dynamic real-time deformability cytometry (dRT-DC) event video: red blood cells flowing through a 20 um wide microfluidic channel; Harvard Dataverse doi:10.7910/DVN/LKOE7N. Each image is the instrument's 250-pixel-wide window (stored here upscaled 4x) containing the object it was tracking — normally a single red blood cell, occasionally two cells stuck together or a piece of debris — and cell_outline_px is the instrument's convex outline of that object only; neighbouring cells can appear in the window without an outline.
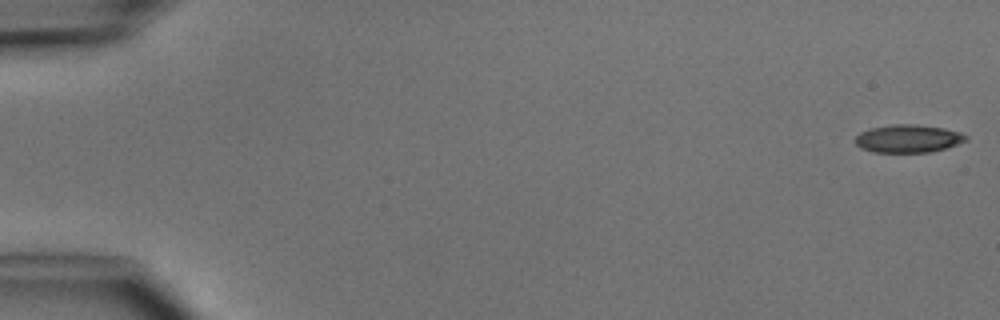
{"species": "common noctule bat (a hibernating species)", "species_latin": "Nyctalus noctula", "temperature_condition": "cold", "stored_images_in_passage": 5, "camera_frame_rate_fps": 3000, "um_per_image_px": 0.085, "animal": {"sex": "male", "body_mass_g": 15.6}, "frame": {"image": 1, "passage_image": 1, "time_ms": 0.0, "image_size_px": [1000, 320], "cell_outline_px": [[968, 140], [944, 148], [928, 152], [872, 152], [860, 148], [856, 144], [856, 136], [860, 132], [872, 128], [892, 124], [916, 124], [944, 128], [960, 132], [968, 136]], "centroid_in_image_um": [77.19, 11.77], "position_along_channel_um": 7.8, "area_um2": 17.92}}
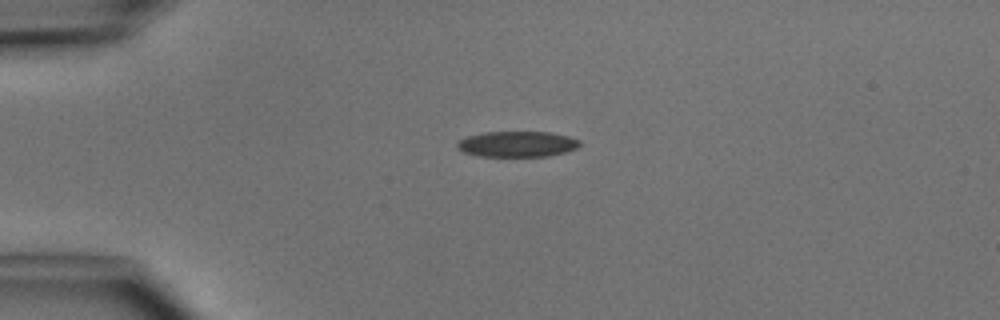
{"frame": {"image": 2, "passage_image": 4, "time_ms": 3.667, "image_size_px": [1000, 320], "cell_outline_px": [[580, 144], [576, 148], [564, 152], [548, 156], [476, 156], [464, 152], [456, 144], [460, 140], [468, 136], [484, 132], [548, 132], [568, 136], [580, 140]], "centroid_in_image_um": [43.97, 12.24], "position_along_channel_um": 41.0, "area_um2": 18.15}}